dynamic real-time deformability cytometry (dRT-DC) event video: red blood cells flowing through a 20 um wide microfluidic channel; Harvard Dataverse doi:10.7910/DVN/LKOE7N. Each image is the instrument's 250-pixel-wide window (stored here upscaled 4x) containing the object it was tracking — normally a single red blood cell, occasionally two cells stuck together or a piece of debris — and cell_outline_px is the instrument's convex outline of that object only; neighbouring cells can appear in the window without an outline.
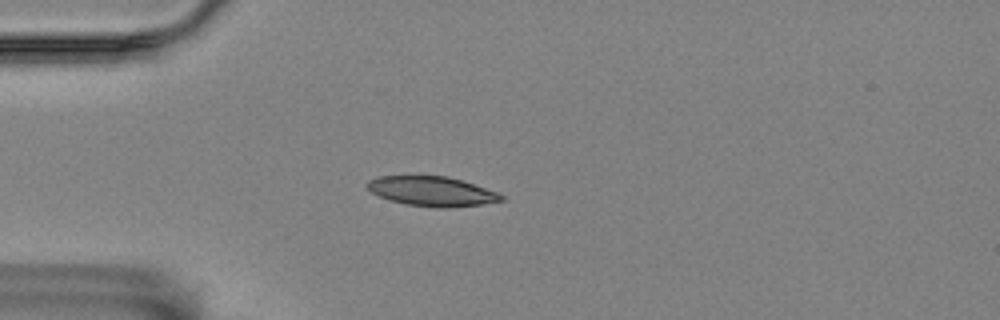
{"species": "Egyptian fruit bat (a non-hibernating species)", "species_latin": "Rousettus aegyptiacus", "temperature_condition": "room temperature", "stored_images_in_passage": 42, "camera_frame_rate_fps": 3000, "um_per_image_px": 0.085, "animal": {"sex": "female"}, "frame": {"image": 1, "passage_image": 1, "time_ms": 0.0, "image_size_px": [1000, 320], "cell_outline_px": [[504, 200], [480, 204], [448, 208], [436, 208], [404, 204], [388, 200], [372, 192], [364, 184], [368, 180], [376, 176], [448, 176], [496, 192], [504, 196]], "centroid_in_image_um": [36.64, 16.26], "position_along_channel_um": 48.4, "area_um2": 23.06}}
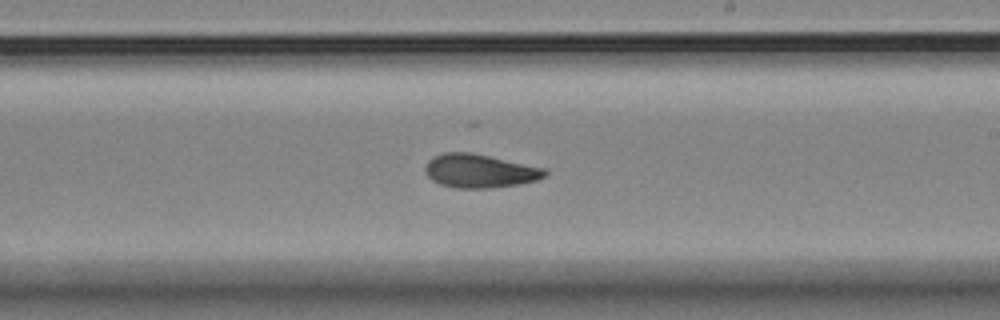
{"frame": {"image": 2, "passage_image": 19, "time_ms": 6.0, "image_size_px": [1000, 320], "cell_outline_px": [[548, 172], [544, 176], [536, 180], [520, 184], [492, 188], [456, 188], [440, 184], [432, 180], [424, 172], [424, 168], [428, 160], [444, 152], [468, 152], [488, 156], [544, 168]], "centroid_in_image_um": [40.74, 14.54], "position_along_channel_um": 248.3, "area_um2": 23.24}}
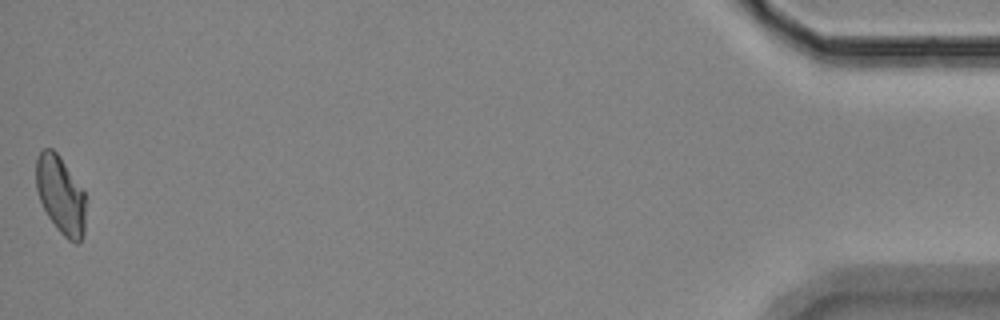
{"frame": {"image": 3, "passage_image": 42, "time_ms": 13.667, "image_size_px": [1000, 320], "cell_outline_px": [[84, 236], [76, 244], [68, 240], [60, 232], [48, 216], [40, 200], [36, 188], [36, 156], [44, 148], [52, 148], [60, 156], [84, 192]], "centroid_in_image_um": [5.13, 16.56], "position_along_channel_um": 430.1, "area_um2": 22.25}, "authors_computed_cell_mechanics": {"area_um2": 23.0622, "velocity_mm_per_s": 3.5509, "shape_relaxation_time_tau1_ms": 9.7104, "shape_relaxation_time_tau2_ms": 3.4134, "deformation_change_tau1": 0.2017, "deformation_change_tau2": 0.0945}}